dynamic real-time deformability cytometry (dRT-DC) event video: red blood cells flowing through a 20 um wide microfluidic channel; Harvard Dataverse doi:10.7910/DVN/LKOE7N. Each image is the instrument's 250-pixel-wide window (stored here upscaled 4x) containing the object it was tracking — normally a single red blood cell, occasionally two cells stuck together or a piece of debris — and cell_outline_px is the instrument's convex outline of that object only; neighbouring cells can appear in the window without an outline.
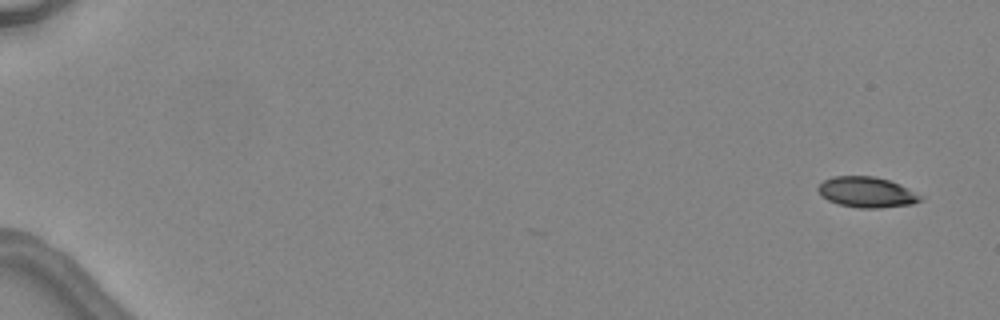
{"species": "common noctule bat (a hibernating species)", "species_latin": "Nyctalus noctula", "temperature_condition": "warm", "stored_images_in_passage": 5, "camera_frame_rate_fps": 3000, "um_per_image_px": 0.085, "animal": {"sex": "female", "body_mass_g": 24.6, "forearm_length_mm": 56.2}, "frame": {"image": 1, "passage_image": 1, "time_ms": 0.0, "image_size_px": [1000, 320], "cell_outline_px": [[924, 200], [912, 204], [880, 208], [860, 208], [840, 204], [828, 200], [820, 196], [816, 188], [824, 180], [832, 176], [872, 176], [888, 180], [900, 184], [924, 196]], "centroid_in_image_um": [73.69, 16.34], "position_along_channel_um": 11.3, "area_um2": 18.38}}